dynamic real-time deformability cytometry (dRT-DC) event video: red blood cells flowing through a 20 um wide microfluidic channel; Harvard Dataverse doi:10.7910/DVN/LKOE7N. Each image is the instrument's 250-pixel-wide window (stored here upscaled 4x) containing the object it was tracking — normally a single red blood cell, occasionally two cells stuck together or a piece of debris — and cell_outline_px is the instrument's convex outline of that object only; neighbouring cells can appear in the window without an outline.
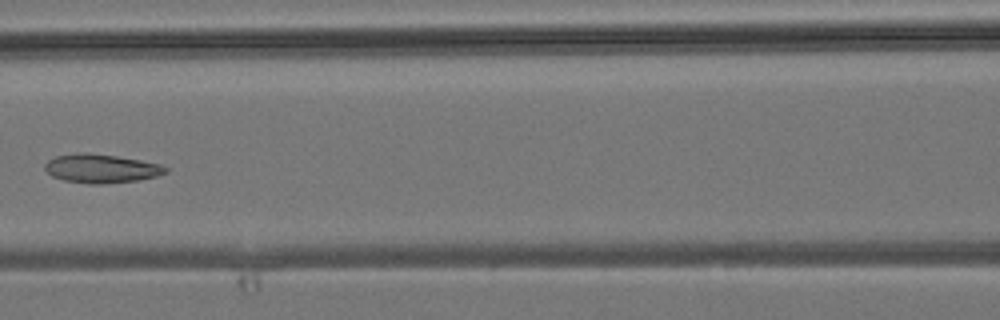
{"species": "common noctule bat (a hibernating species)", "species_latin": "Nyctalus noctula", "temperature_condition": "room temperature", "stored_images_in_passage": 5, "camera_frame_rate_fps": 3000, "um_per_image_px": 0.085, "animal": {"sex": "male", "body_mass_g": 19.2, "forearm_length_mm": 51.8}, "frame": {"image": 1, "passage_image": 5, "time_ms": 4.667, "image_size_px": [1000, 320], "cell_outline_px": [[168, 172], [156, 176], [140, 180], [104, 184], [88, 184], [64, 180], [52, 176], [44, 168], [44, 164], [48, 160], [56, 156], [76, 152], [88, 152], [116, 156], [140, 160], [160, 164], [168, 168]], "centroid_in_image_um": [8.59, 14.32], "position_along_channel_um": 158.0, "area_um2": 20.4}}